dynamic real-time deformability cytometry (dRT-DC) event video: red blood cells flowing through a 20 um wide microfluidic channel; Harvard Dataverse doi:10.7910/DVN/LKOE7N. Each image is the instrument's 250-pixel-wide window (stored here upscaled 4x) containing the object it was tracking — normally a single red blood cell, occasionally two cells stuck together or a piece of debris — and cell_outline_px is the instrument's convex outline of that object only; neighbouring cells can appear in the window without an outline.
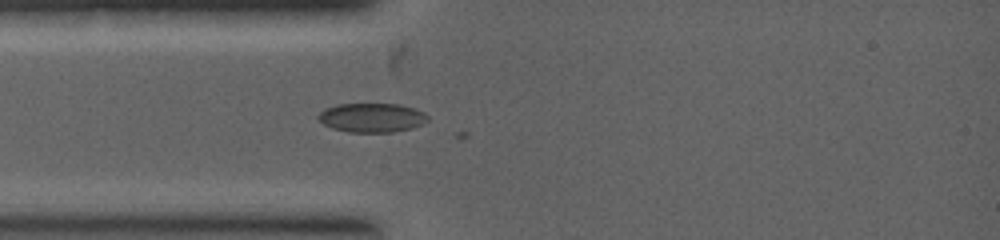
{"species": "common noctule bat (a hibernating species)", "species_latin": "Nyctalus noctula", "temperature_condition": "warm", "stored_images_in_passage": 18, "camera_frame_rate_fps": 5000, "um_per_image_px": 0.085, "animal": {"sex": "female", "body_mass_g": 19.0, "forearm_length_mm": 53.3}, "frame": {"image": 1, "passage_image": 1, "time_ms": 0.0, "image_size_px": [1000, 240], "cell_outline_px": [[428, 120], [424, 124], [412, 128], [392, 132], [348, 132], [332, 128], [324, 124], [316, 116], [324, 108], [336, 104], [396, 104], [412, 108], [424, 112], [428, 116]], "centroid_in_image_um": [31.59, 10.0], "position_along_channel_um": 53.4, "area_um2": 18.61}}
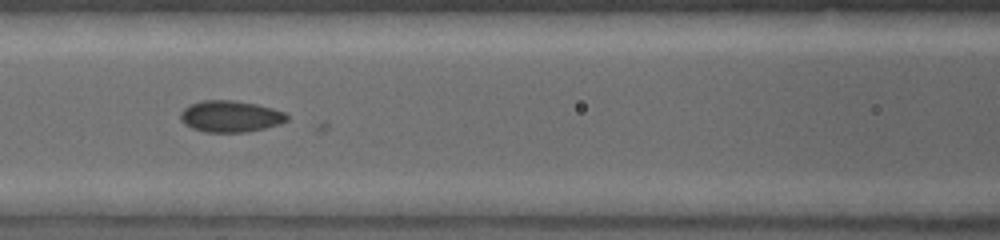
{"frame": {"image": 2, "passage_image": 4, "time_ms": 1.4, "image_size_px": [1000, 240], "cell_outline_px": [[288, 120], [280, 124], [264, 128], [244, 132], [204, 132], [192, 128], [184, 124], [180, 120], [180, 112], [188, 104], [204, 100], [236, 100], [256, 104], [272, 108], [284, 112], [288, 116]], "centroid_in_image_um": [19.55, 9.88], "position_along_channel_um": 147.0, "area_um2": 19.65}}
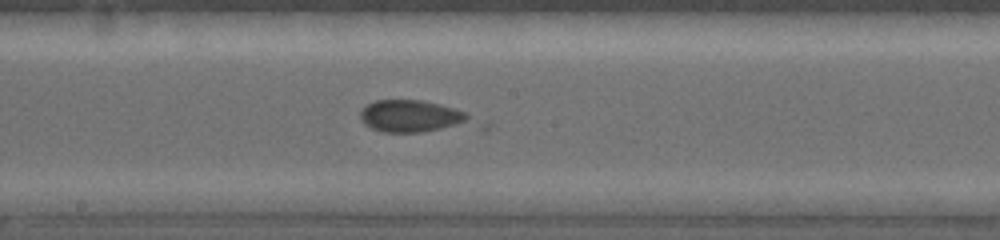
{"frame": {"image": 3, "passage_image": 8, "time_ms": 2.4, "image_size_px": [1000, 240], "cell_outline_px": [[468, 116], [464, 120], [456, 124], [440, 128], [420, 132], [384, 132], [372, 128], [364, 124], [360, 120], [360, 112], [368, 104], [376, 100], [420, 100], [440, 104], [464, 112]], "centroid_in_image_um": [34.78, 9.85], "position_along_channel_um": 213.4, "area_um2": 19.54}}